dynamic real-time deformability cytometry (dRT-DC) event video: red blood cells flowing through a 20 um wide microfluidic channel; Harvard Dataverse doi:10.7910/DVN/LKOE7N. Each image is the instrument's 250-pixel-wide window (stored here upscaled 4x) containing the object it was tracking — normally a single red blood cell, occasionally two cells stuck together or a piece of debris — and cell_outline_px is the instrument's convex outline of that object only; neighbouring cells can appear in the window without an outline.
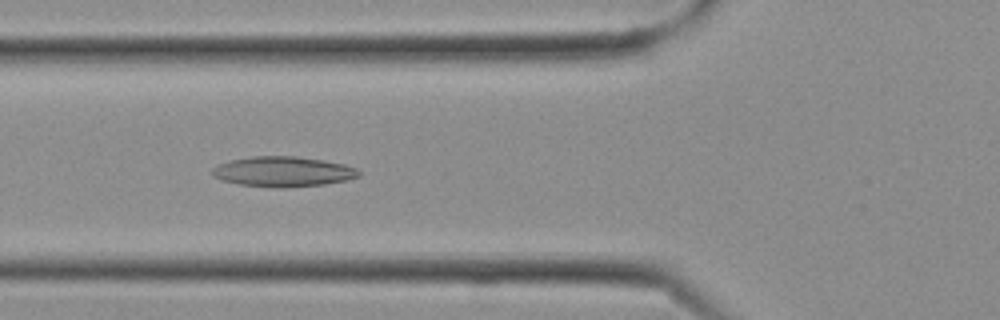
{"species": "Egyptian fruit bat (a non-hibernating species)", "species_latin": "Rousettus aegyptiacus", "temperature_condition": "cold", "stored_images_in_passage": 27, "camera_frame_rate_fps": 3000, "um_per_image_px": 0.085, "frame": {"image": 1, "passage_image": 9, "time_ms": 2.667, "image_size_px": [1000, 320], "cell_outline_px": [[360, 176], [348, 180], [324, 184], [284, 188], [272, 188], [240, 184], [224, 180], [212, 176], [208, 172], [216, 164], [232, 160], [252, 156], [296, 156], [324, 160], [344, 164], [356, 168], [360, 172]], "centroid_in_image_um": [24.04, 14.59], "position_along_channel_um": 101.8, "area_um2": 26.01}}
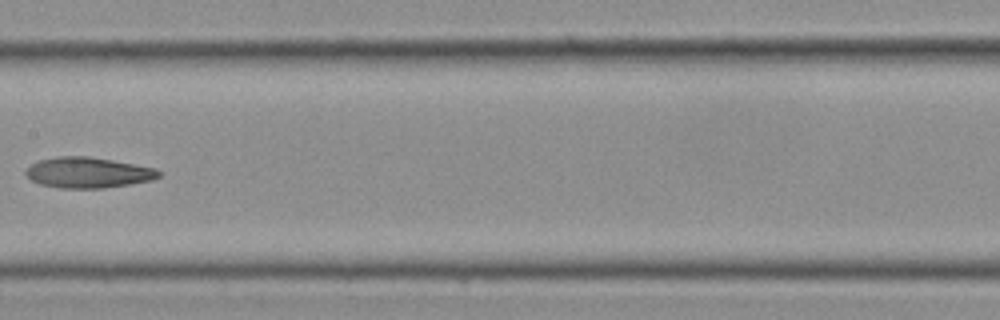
{"frame": {"image": 2, "passage_image": 13, "time_ms": 4.0, "image_size_px": [1000, 320], "cell_outline_px": [[160, 176], [152, 180], [104, 188], [60, 188], [40, 184], [32, 180], [24, 172], [32, 164], [40, 160], [60, 156], [88, 156], [112, 160], [156, 168], [160, 172]], "centroid_in_image_um": [7.49, 14.67], "position_along_channel_um": 199.9, "area_um2": 23.52}}
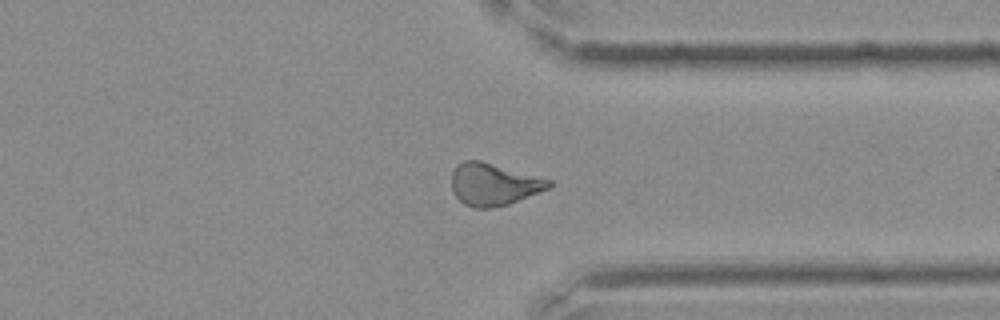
{"frame": {"image": 3, "passage_image": 20, "time_ms": 6.333, "image_size_px": [1000, 320], "cell_outline_px": [[552, 184], [548, 188], [508, 204], [488, 208], [472, 208], [464, 204], [452, 192], [452, 172], [456, 164], [464, 160], [480, 160], [552, 180]], "centroid_in_image_um": [41.91, 15.66], "position_along_channel_um": 369.5, "area_um2": 23.76}}